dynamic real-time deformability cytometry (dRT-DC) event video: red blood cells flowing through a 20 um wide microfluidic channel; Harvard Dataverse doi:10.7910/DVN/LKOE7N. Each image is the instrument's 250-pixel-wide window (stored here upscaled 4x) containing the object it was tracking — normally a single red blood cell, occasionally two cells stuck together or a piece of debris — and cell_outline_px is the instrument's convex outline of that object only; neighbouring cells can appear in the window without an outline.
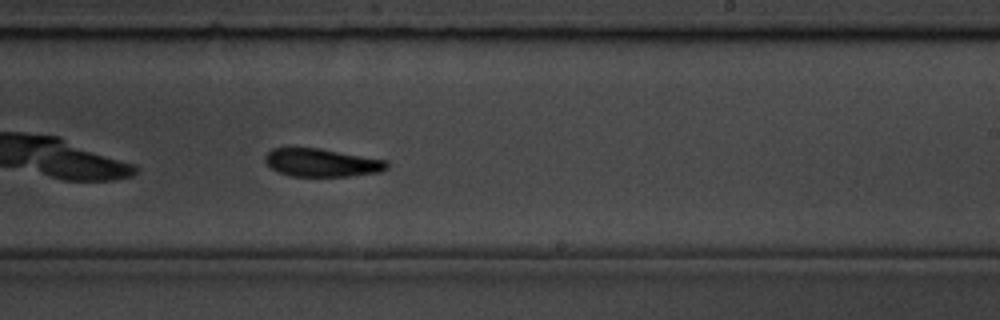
{"species": "common noctule bat (a hibernating species)", "species_latin": "Nyctalus noctula", "temperature_condition": "room temperature", "stored_images_in_passage": 42, "camera_frame_rate_fps": 3000, "um_per_image_px": 0.085, "animal": {"sex": "male", "body_mass_g": 19.5, "forearm_length_mm": 54.6}, "frame": {"image": 1, "passage_image": 19, "time_ms": 6.0, "image_size_px": [1000, 320], "cell_outline_px": [[388, 168], [380, 172], [348, 176], [288, 176], [272, 168], [264, 160], [264, 156], [272, 148], [320, 148], [388, 160]], "centroid_in_image_um": [27.37, 13.82], "position_along_channel_um": 261.6, "area_um2": 19.94}}
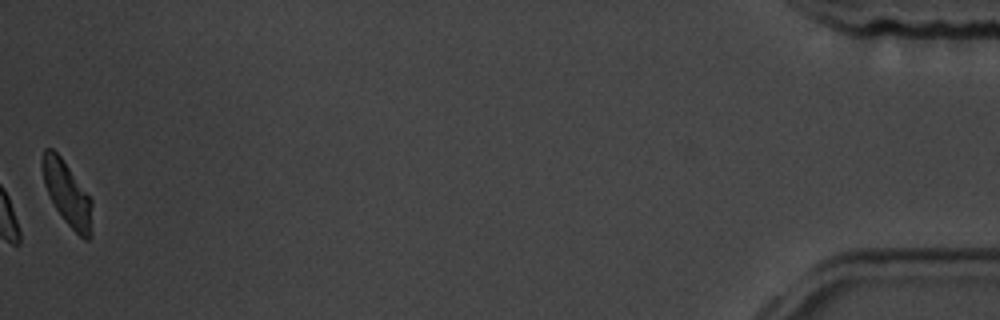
{"frame": {"image": 2, "passage_image": 42, "time_ms": 13.667, "image_size_px": [1000, 320], "cell_outline_px": [[92, 236], [88, 240], [84, 240], [64, 220], [56, 208], [44, 184], [40, 164], [40, 160], [44, 148], [52, 148], [60, 156], [92, 200]], "centroid_in_image_um": [5.7, 16.45], "position_along_channel_um": 429.5, "area_um2": 18.5}, "authors_computed_cell_mechanics": {"area_um2": 20.3456, "velocity_mm_per_s": 3.435, "shape_relaxation_time_tau1_ms": 3.241, "shape_relaxation_time_tau2_ms": 2.541, "deformation_change_tau1": 0.1186, "deformation_change_tau2": 0.1}}